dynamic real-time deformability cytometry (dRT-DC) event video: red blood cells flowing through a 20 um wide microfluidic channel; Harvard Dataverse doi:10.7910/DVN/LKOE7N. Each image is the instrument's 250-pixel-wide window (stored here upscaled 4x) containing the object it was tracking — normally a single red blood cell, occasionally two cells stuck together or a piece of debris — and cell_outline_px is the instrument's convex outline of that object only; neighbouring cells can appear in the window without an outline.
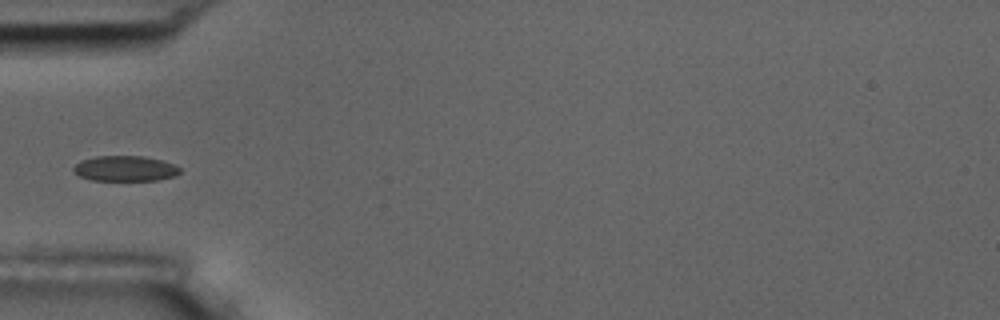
{"species": "common noctule bat (a hibernating species)", "species_latin": "Nyctalus noctula", "temperature_condition": "room temperature", "stored_images_in_passage": 26, "camera_frame_rate_fps": 3000, "um_per_image_px": 0.085, "animal": {"sex": "male", "body_mass_g": 17.5, "forearm_length_mm": 52.3}, "frame": {"image": 1, "passage_image": 1, "time_ms": 0.0, "image_size_px": [1000, 320], "cell_outline_px": [[180, 172], [176, 176], [156, 180], [92, 180], [80, 176], [72, 172], [72, 168], [80, 160], [96, 156], [144, 156], [164, 160], [180, 168]], "centroid_in_image_um": [10.62, 14.32], "position_along_channel_um": 74.4, "area_um2": 15.84}}